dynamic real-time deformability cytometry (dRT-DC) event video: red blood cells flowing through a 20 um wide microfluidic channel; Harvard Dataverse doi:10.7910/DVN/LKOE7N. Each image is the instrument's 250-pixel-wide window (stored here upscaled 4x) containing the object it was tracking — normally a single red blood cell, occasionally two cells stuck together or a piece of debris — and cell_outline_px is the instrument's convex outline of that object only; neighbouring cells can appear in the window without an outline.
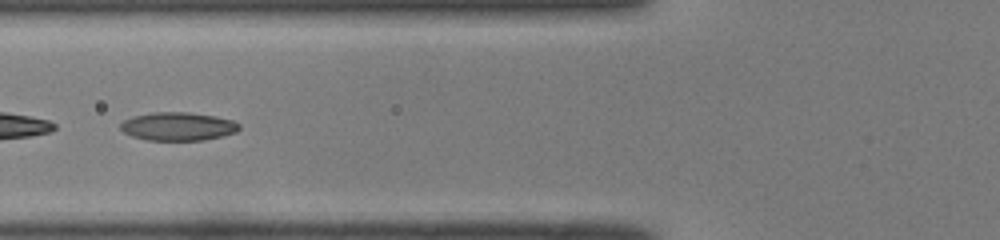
{"species": "common noctule bat (a hibernating species)", "species_latin": "Nyctalus noctula", "temperature_condition": "room temperature", "stored_images_in_passage": 35, "camera_frame_rate_fps": 3000, "um_per_image_px": 0.085, "animal": {"sex": "male", "body_mass_g": 19.0, "forearm_length_mm": 50.8}, "frame": {"image": 1, "passage_image": 8, "time_ms": 2.333, "image_size_px": [1000, 240], "cell_outline_px": [[240, 128], [236, 132], [204, 140], [144, 140], [132, 136], [124, 132], [120, 128], [120, 124], [124, 120], [132, 116], [152, 112], [188, 112], [216, 116], [232, 120], [240, 124]], "centroid_in_image_um": [15.11, 10.74], "position_along_channel_um": 110.7, "area_um2": 19.65}}
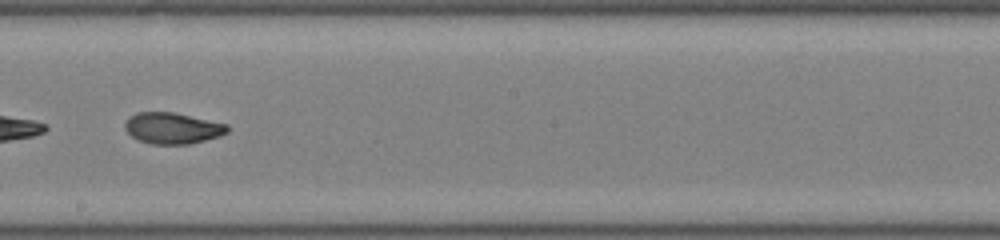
{"frame": {"image": 2, "passage_image": 17, "time_ms": 5.333, "image_size_px": [1000, 240], "cell_outline_px": [[228, 132], [220, 136], [188, 144], [152, 144], [140, 140], [132, 136], [124, 128], [124, 124], [128, 116], [136, 112], [172, 112], [228, 124]], "centroid_in_image_um": [14.64, 10.88], "position_along_channel_um": 233.6, "area_um2": 18.55}}
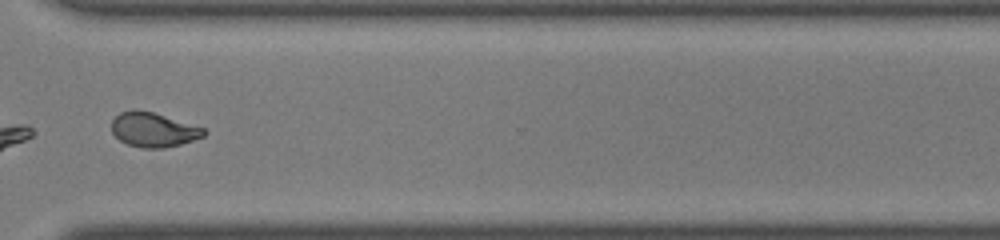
{"frame": {"image": 3, "passage_image": 26, "time_ms": 8.333, "image_size_px": [1000, 240], "cell_outline_px": [[208, 132], [204, 136], [180, 144], [164, 148], [140, 148], [128, 144], [120, 140], [112, 132], [112, 120], [120, 112], [132, 108], [136, 108], [152, 112], [204, 128]], "centroid_in_image_um": [13.01, 11.02], "position_along_channel_um": 357.6, "area_um2": 18.5}, "authors_computed_cell_mechanics": {"area_um2": 18.9006, "velocity_mm_per_s": 4.11, "shape_relaxation_time_tau1_ms": 10.9071, "shape_relaxation_time_tau2_ms": 1.6075, "deformation_change_tau1": 0.2575, "deformation_change_tau2": 0.0723}}